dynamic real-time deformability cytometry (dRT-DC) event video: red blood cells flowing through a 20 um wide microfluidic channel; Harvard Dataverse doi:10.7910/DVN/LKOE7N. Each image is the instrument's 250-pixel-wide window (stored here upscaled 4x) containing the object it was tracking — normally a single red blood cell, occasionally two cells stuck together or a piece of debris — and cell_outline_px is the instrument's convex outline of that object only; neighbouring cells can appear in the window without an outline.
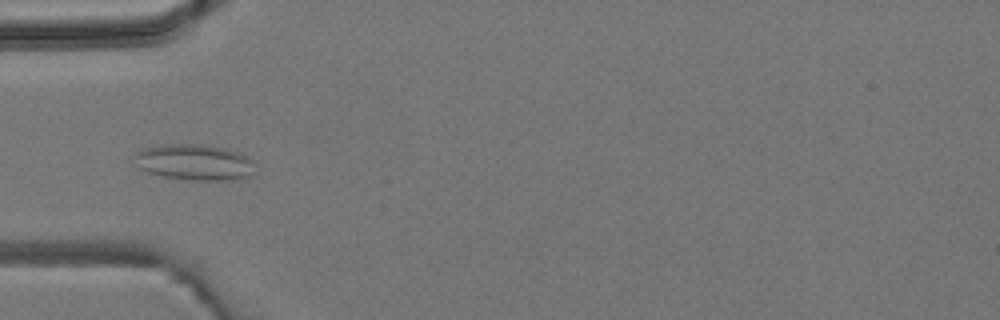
{"species": "common noctule bat (a hibernating species)", "species_latin": "Nyctalus noctula", "temperature_condition": "room temperature", "stored_images_in_passage": 4, "camera_frame_rate_fps": 3000, "um_per_image_px": 0.085, "animal": {"sex": "male", "body_mass_g": 19.2, "forearm_length_mm": 51.8}, "frame": {"image": 1, "passage_image": 3, "time_ms": 2.333, "image_size_px": [1000, 320], "cell_outline_px": [[252, 160], [248, 176], [236, 180], [192, 180], [164, 176], [148, 172], [136, 168], [132, 156], [136, 152], [144, 148], [160, 144], [208, 144], [240, 152], [248, 156]], "centroid_in_image_um": [16.44, 13.77], "position_along_channel_um": 68.6, "area_um2": 25.43}}